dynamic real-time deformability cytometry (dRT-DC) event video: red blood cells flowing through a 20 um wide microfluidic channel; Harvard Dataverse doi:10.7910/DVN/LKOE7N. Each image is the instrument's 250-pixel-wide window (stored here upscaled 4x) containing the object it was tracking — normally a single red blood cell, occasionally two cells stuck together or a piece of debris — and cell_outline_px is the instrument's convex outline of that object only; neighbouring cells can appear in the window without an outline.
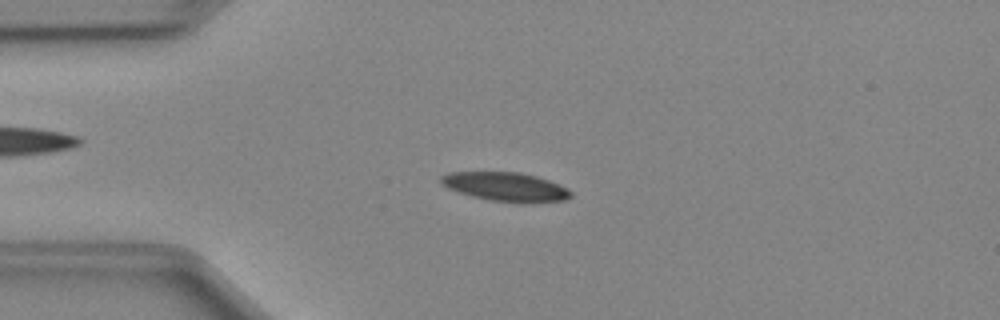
{"species": "Egyptian fruit bat (a non-hibernating species)", "species_latin": "Rousettus aegyptiacus", "temperature_condition": "cold", "stored_images_in_passage": 50, "camera_frame_rate_fps": 3000, "um_per_image_px": 0.085, "animal": {"sex": "female"}, "frame": {"image": 1, "passage_image": 12, "time_ms": 3.667, "image_size_px": [1000, 320], "cell_outline_px": [[572, 196], [564, 200], [524, 204], [516, 204], [488, 200], [472, 196], [448, 188], [440, 184], [440, 176], [448, 172], [520, 172], [536, 176], [560, 184], [568, 188], [572, 192]], "centroid_in_image_um": [43.0, 15.89], "position_along_channel_um": 42.0, "area_um2": 22.31}}
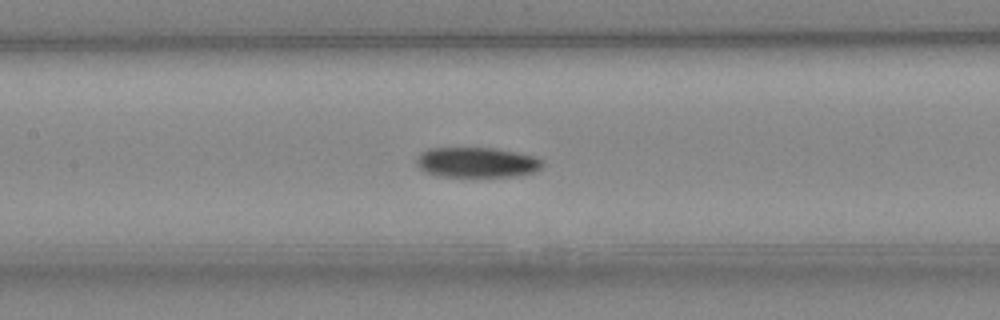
{"frame": {"image": 2, "passage_image": 23, "time_ms": 7.333, "image_size_px": [1000, 320], "cell_outline_px": [[544, 164], [540, 168], [532, 172], [516, 176], [436, 176], [424, 172], [416, 164], [416, 160], [420, 152], [428, 148], [496, 148], [536, 156], [544, 160]], "centroid_in_image_um": [40.52, 13.79], "position_along_channel_um": 166.9, "area_um2": 22.31}}
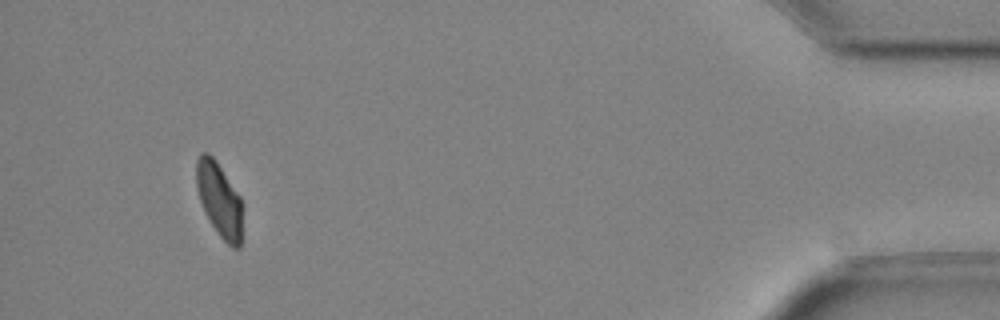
{"frame": {"image": 3, "passage_image": 47, "time_ms": 15.333, "image_size_px": [1000, 320], "cell_outline_px": [[240, 248], [232, 248], [220, 236], [204, 212], [196, 188], [196, 160], [200, 152], [208, 152], [216, 160], [240, 196]], "centroid_in_image_um": [18.59, 16.91], "position_along_channel_um": 416.6, "area_um2": 19.59}, "authors_computed_cell_mechanics": {"area_um2": 21.7039, "velocity_mm_per_s": 4.0054, "shape_relaxation_time_tau1_ms": 8.1473, "shape_relaxation_time_tau2_ms": null, "deformation_change_tau1": 0.1582, "deformation_change_tau2": null}}